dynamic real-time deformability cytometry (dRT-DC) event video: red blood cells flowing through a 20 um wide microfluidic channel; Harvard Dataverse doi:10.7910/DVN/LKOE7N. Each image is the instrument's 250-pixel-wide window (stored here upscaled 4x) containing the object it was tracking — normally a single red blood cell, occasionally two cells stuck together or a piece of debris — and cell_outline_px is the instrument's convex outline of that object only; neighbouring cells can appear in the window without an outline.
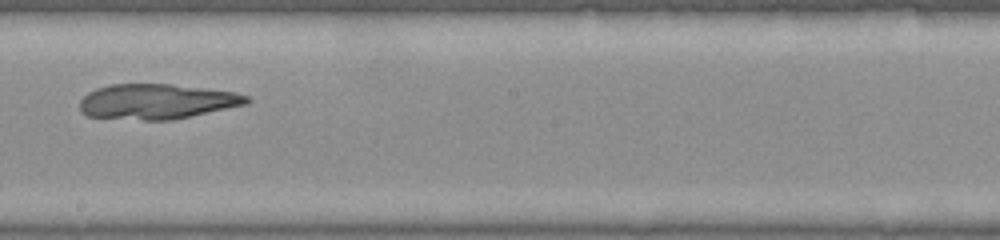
{"species": "common noctule bat (a hibernating species)", "species_latin": "Nyctalus noctula", "temperature_condition": "warm", "stored_images_in_passage": 34, "camera_frame_rate_fps": 3000, "um_per_image_px": 0.085, "animal": {"sex": "female", "body_mass_g": 22.0, "forearm_length_mm": 56.7}, "frame": {"image": 1, "passage_image": 17, "time_ms": 5.333, "image_size_px": [1000, 240], "cell_outline_px": [[252, 100], [248, 104], [172, 120], [144, 120], [88, 116], [80, 112], [80, 100], [88, 92], [96, 88], [112, 84], [172, 84], [236, 92], [248, 96]], "centroid_in_image_um": [13.35, 8.63], "position_along_channel_um": 234.9, "area_um2": 34.28}}
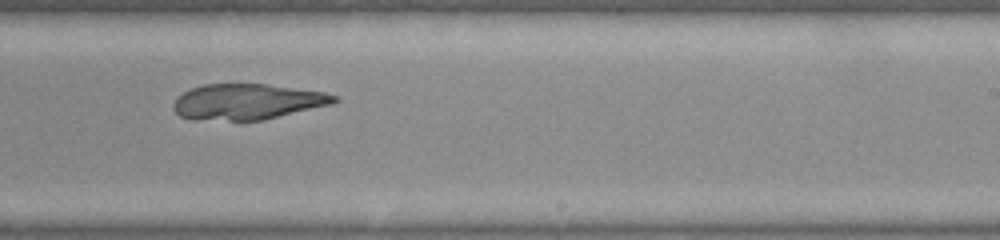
{"frame": {"image": 2, "passage_image": 19, "time_ms": 6.0, "image_size_px": [1000, 240], "cell_outline_px": [[340, 100], [332, 104], [264, 120], [192, 120], [180, 116], [172, 108], [172, 104], [184, 92], [192, 88], [204, 84], [268, 84], [324, 92], [336, 96]], "centroid_in_image_um": [21.02, 8.65], "position_along_channel_um": 268.0, "area_um2": 33.47}}
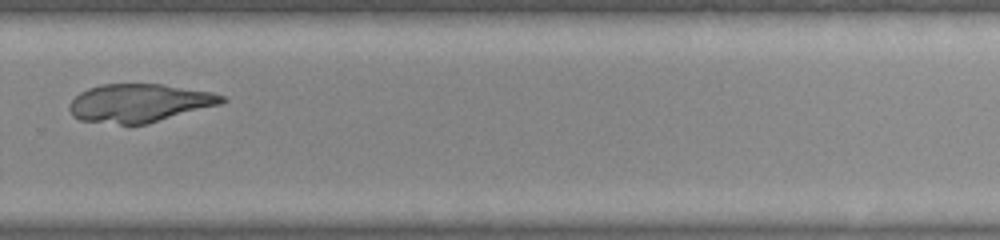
{"frame": {"image": 3, "passage_image": 22, "time_ms": 7.0, "image_size_px": [1000, 240], "cell_outline_px": [[228, 100], [220, 104], [148, 124], [120, 124], [80, 120], [72, 116], [68, 108], [72, 100], [80, 92], [88, 88], [100, 84], [164, 84], [212, 92], [224, 96]], "centroid_in_image_um": [11.84, 8.75], "position_along_channel_um": 318.0, "area_um2": 34.04}}